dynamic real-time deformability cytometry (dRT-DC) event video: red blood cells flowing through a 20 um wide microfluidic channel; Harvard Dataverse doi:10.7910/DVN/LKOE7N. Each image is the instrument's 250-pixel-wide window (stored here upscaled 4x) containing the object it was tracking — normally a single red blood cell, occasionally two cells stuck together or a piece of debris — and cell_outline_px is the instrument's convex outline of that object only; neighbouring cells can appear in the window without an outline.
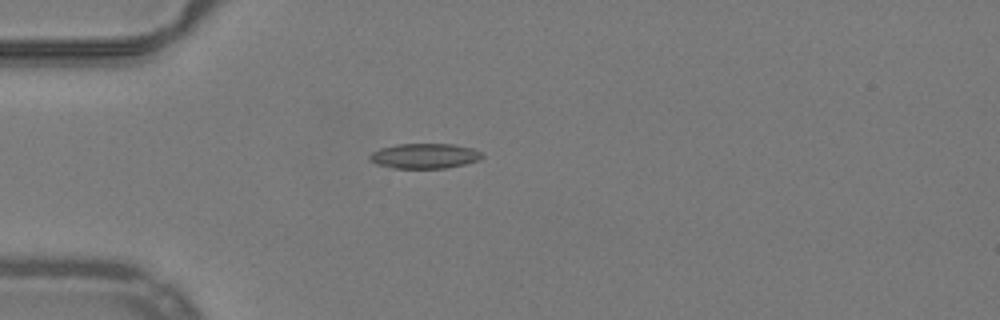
{"species": "common noctule bat (a hibernating species)", "species_latin": "Nyctalus noctula", "temperature_condition": "warm", "stored_images_in_passage": 38, "camera_frame_rate_fps": 3000, "um_per_image_px": 0.085, "animal": {"sex": "male", "body_mass_g": 19.2, "forearm_length_mm": 51.8}, "frame": {"image": 1, "passage_image": 1, "time_ms": 0.0, "image_size_px": [1000, 320], "cell_outline_px": [[484, 156], [480, 160], [464, 164], [444, 168], [392, 168], [376, 164], [368, 160], [368, 156], [372, 152], [380, 148], [396, 144], [452, 144], [472, 148], [480, 152]], "centroid_in_image_um": [36.05, 13.25], "position_along_channel_um": 48.9, "area_um2": 16.47}}
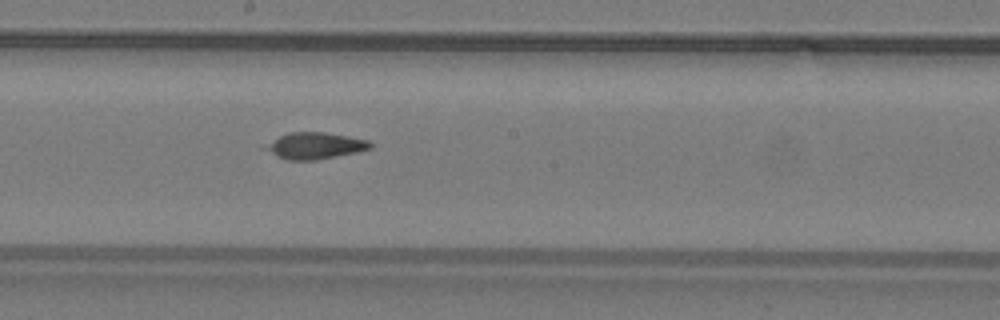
{"frame": {"image": 2, "passage_image": 15, "time_ms": 4.667, "image_size_px": [1000, 320], "cell_outline_px": [[372, 148], [356, 152], [316, 160], [288, 160], [276, 156], [260, 148], [280, 136], [288, 132], [324, 132], [368, 140], [372, 144]], "centroid_in_image_um": [26.73, 12.39], "position_along_channel_um": 221.5, "area_um2": 16.13}}
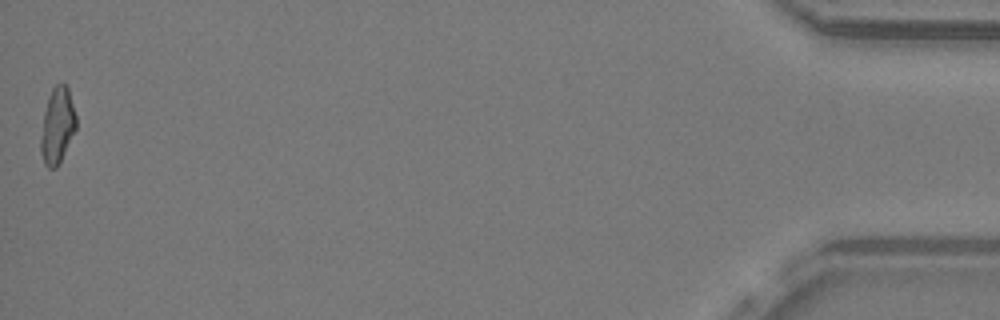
{"frame": {"image": 3, "passage_image": 38, "time_ms": 12.333, "image_size_px": [1000, 320], "cell_outline_px": [[76, 128], [56, 168], [48, 168], [44, 164], [40, 152], [40, 140], [44, 112], [52, 88], [56, 84], [64, 84], [68, 88], [76, 116]], "centroid_in_image_um": [4.86, 10.69], "position_along_channel_um": 430.3, "area_um2": 15.32}, "authors_computed_cell_mechanics": {"area_um2": 16.184, "velocity_mm_per_s": 4.011, "shape_relaxation_time_tau1_ms": null, "shape_relaxation_time_tau2_ms": 4.008, "deformation_change_tau1": null, "deformation_change_tau2": 0.0413}}